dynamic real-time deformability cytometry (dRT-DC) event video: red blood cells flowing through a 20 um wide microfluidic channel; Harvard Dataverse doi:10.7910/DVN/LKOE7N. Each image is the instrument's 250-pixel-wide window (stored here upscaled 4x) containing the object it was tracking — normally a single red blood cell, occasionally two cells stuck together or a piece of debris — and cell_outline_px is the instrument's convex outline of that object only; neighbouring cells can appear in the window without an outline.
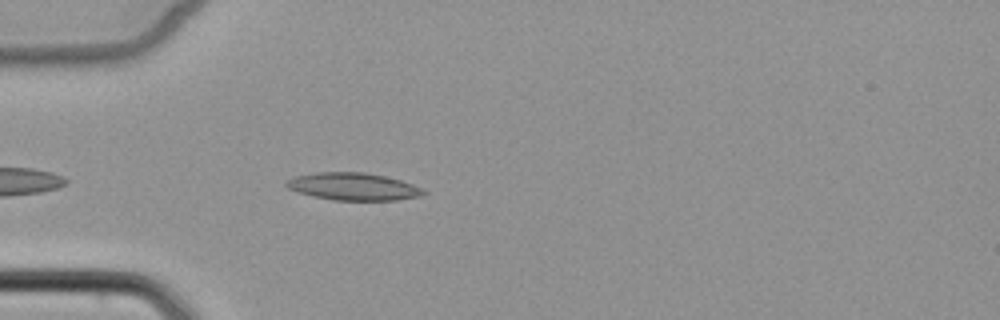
{"species": "common noctule bat (a hibernating species)", "species_latin": "Nyctalus noctula", "temperature_condition": "cold", "stored_images_in_passage": 4, "camera_frame_rate_fps": 3000, "um_per_image_px": 0.085, "animal": {"sex": "female", "body_mass_g": 22.7, "forearm_length_mm": 54.2}, "frame": {"image": 1, "passage_image": 4, "time_ms": 4.667, "image_size_px": [1000, 320], "cell_outline_px": [[428, 192], [420, 196], [396, 200], [332, 200], [312, 196], [288, 188], [284, 184], [284, 180], [296, 176], [316, 172], [364, 172], [384, 176], [400, 180], [424, 188]], "centroid_in_image_um": [30.02, 15.85], "position_along_channel_um": 55.0, "area_um2": 21.96}}